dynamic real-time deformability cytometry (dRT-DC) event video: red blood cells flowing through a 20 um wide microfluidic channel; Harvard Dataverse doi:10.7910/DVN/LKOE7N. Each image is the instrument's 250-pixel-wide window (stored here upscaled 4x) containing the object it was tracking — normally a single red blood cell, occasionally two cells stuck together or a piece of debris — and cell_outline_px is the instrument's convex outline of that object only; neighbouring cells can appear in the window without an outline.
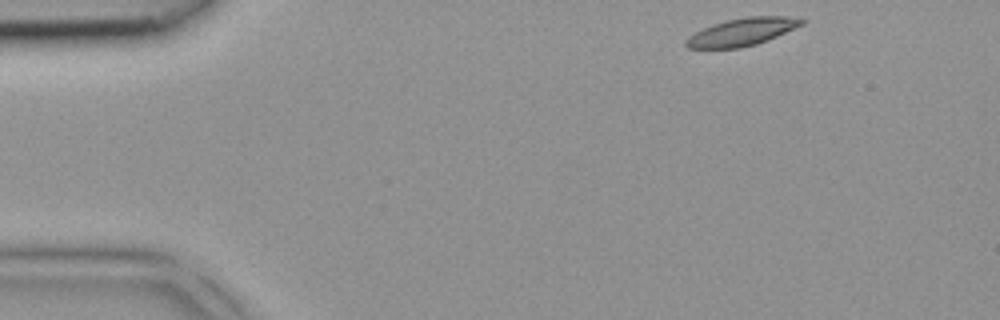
{"species": "common noctule bat (a hibernating species)", "species_latin": "Nyctalus noctula", "temperature_condition": "room temperature", "stored_images_in_passage": 39, "camera_frame_rate_fps": 3000, "um_per_image_px": 0.085, "animal": {"sex": "female", "body_mass_g": 18.4}, "frame": {"image": 1, "passage_image": 1, "time_ms": 0.0, "image_size_px": [1000, 320], "cell_outline_px": [[804, 24], [776, 36], [756, 44], [740, 48], [688, 48], [684, 44], [684, 40], [688, 36], [704, 28], [728, 20], [748, 16], [788, 16], [804, 20]], "centroid_in_image_um": [63.05, 2.72], "position_along_channel_um": 21.9, "area_um2": 18.26}}
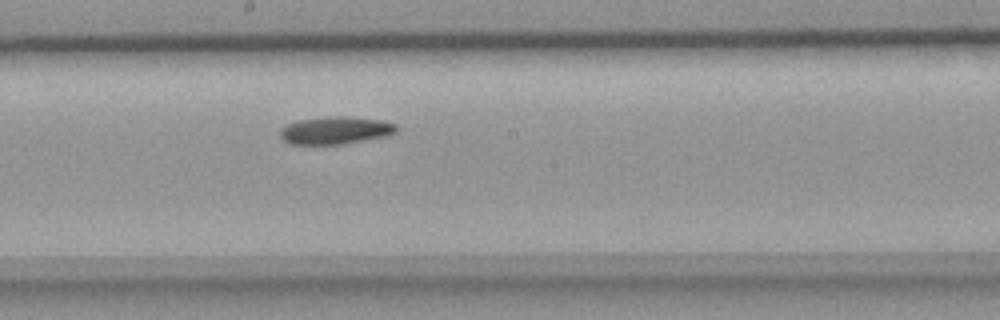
{"frame": {"image": 2, "passage_image": 19, "time_ms": 6.0, "image_size_px": [1000, 320], "cell_outline_px": [[400, 128], [396, 132], [388, 136], [344, 144], [288, 144], [280, 136], [280, 128], [288, 124], [300, 120], [328, 116], [344, 116], [380, 120], [396, 124]], "centroid_in_image_um": [28.54, 11.08], "position_along_channel_um": 219.7, "area_um2": 18.79}}
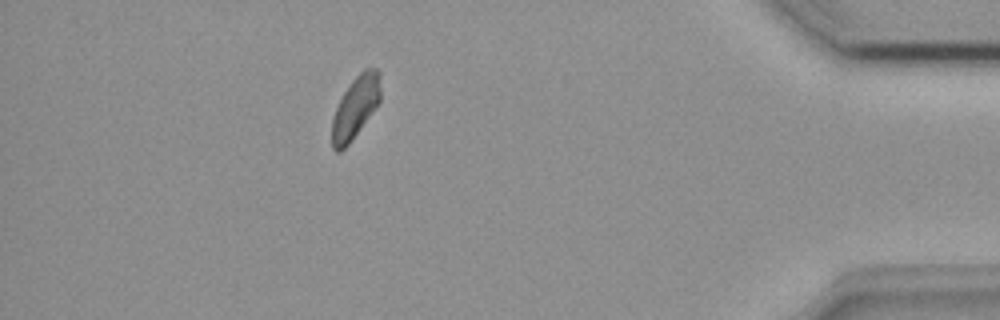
{"frame": {"image": 3, "passage_image": 34, "time_ms": 11.0, "image_size_px": [1000, 320], "cell_outline_px": [[380, 100], [348, 144], [340, 152], [336, 152], [332, 148], [332, 116], [344, 92], [352, 80], [364, 68], [376, 68], [380, 72]], "centroid_in_image_um": [30.2, 9.1], "position_along_channel_um": 405.0, "area_um2": 17.17}}